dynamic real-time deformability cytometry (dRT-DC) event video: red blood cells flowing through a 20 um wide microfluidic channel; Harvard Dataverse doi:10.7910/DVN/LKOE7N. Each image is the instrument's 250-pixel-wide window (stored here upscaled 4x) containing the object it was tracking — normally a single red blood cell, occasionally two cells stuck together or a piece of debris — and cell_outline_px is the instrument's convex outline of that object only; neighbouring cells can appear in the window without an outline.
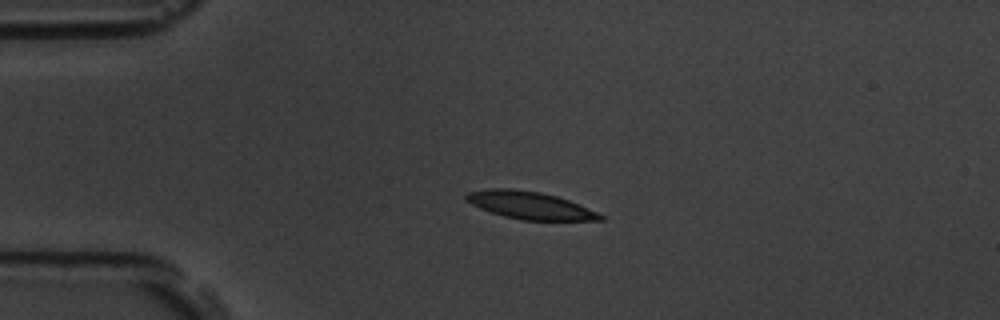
{"species": "common noctule bat (a hibernating species)", "species_latin": "Nyctalus noctula", "temperature_condition": "room temperature", "stored_images_in_passage": 3, "camera_frame_rate_fps": 3000, "um_per_image_px": 0.085, "animal": {"sex": "male", "body_mass_g": 19.5, "forearm_length_mm": 54.6}, "frame": {"image": 1, "passage_image": 1, "time_ms": 0.0, "image_size_px": [1000, 320], "cell_outline_px": [[604, 220], [520, 220], [504, 216], [480, 208], [464, 200], [464, 196], [468, 192], [488, 188], [512, 188], [540, 192], [556, 196], [568, 200], [596, 212], [604, 216]], "centroid_in_image_um": [44.98, 17.44], "position_along_channel_um": 40.0, "area_um2": 21.33}}
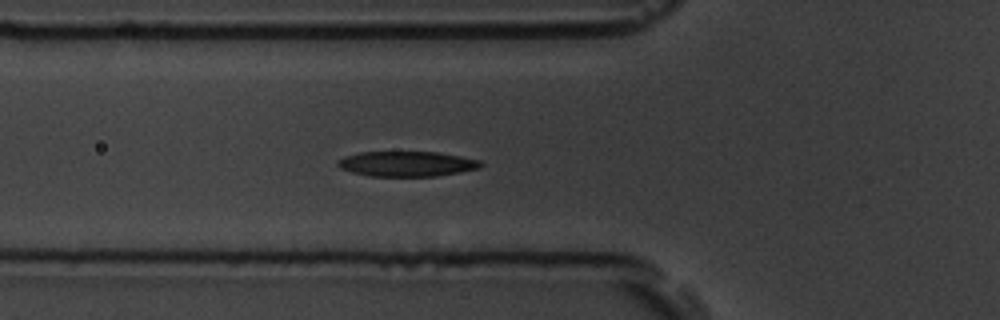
{"frame": {"image": 2, "passage_image": 3, "time_ms": 2.333, "image_size_px": [1000, 320], "cell_outline_px": [[484, 164], [480, 168], [460, 172], [436, 176], [372, 176], [352, 172], [340, 168], [336, 164], [336, 160], [344, 156], [360, 152], [436, 152], [460, 156], [480, 160]], "centroid_in_image_um": [34.57, 13.92], "position_along_channel_um": 91.2, "area_um2": 20.98}}